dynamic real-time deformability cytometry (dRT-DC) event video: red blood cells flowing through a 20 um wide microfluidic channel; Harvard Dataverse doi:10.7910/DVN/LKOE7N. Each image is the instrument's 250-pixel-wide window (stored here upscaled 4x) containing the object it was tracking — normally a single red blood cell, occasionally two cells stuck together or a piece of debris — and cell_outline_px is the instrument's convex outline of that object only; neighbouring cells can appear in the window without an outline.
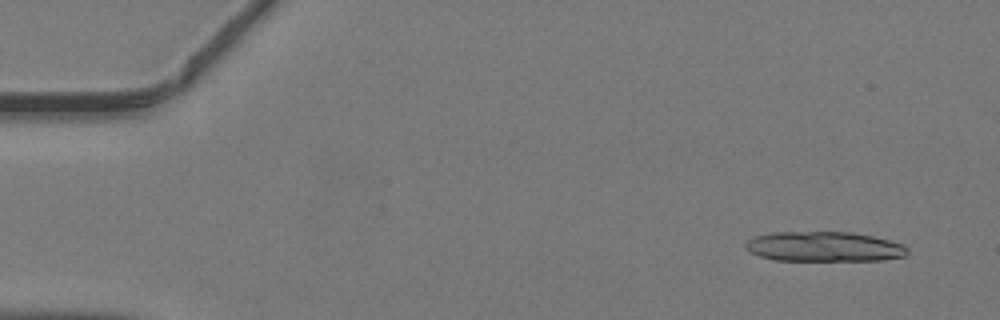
{"species": "common noctule bat (a hibernating species)", "species_latin": "Nyctalus noctula", "temperature_condition": "warm", "stored_images_in_passage": 13, "camera_frame_rate_fps": 3000, "um_per_image_px": 0.085, "animal": {"sex": "male", "body_mass_g": 19.2, "forearm_length_mm": 51.8}, "frame": {"image": 1, "passage_image": 3, "time_ms": 0.667, "image_size_px": [1000, 320], "cell_outline_px": [[908, 252], [904, 256], [884, 260], [772, 260], [760, 256], [752, 252], [744, 244], [748, 240], [756, 236], [772, 232], [852, 232], [872, 236], [904, 244], [908, 248]], "centroid_in_image_um": [70.08, 20.96], "position_along_channel_um": 14.9, "area_um2": 28.09}}